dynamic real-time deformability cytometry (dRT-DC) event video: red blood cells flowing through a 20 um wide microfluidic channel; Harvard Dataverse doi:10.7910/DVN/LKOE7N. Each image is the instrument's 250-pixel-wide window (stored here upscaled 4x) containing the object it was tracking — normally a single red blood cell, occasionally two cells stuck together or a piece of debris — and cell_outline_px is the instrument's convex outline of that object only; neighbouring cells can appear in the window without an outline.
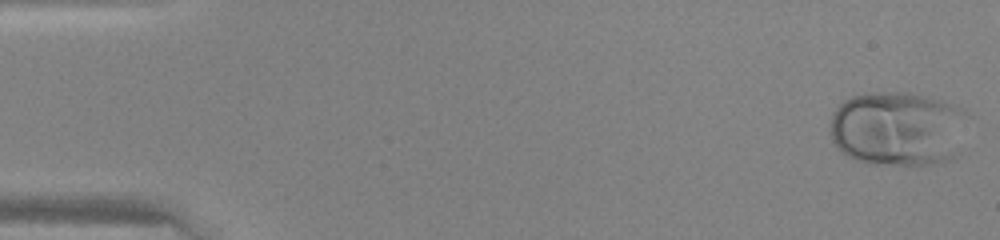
{"species": "human", "species_latin": "Homo sapiens", "temperature_condition": "warm", "stored_images_in_passage": 46, "camera_frame_rate_fps": 3000, "um_per_image_px": 0.085, "donor": {"sex": "female"}, "frame": {"image": 1, "passage_image": 1, "time_ms": 0.0, "image_size_px": [1000, 240], "cell_outline_px": [[964, 112], [956, 156], [952, 160], [944, 164], [868, 164], [856, 160], [848, 156], [832, 140], [832, 112], [844, 100], [852, 96], [876, 92], [908, 92], [956, 104], [964, 108]], "centroid_in_image_um": [76.29, 10.94], "position_along_channel_um": 8.7, "area_um2": 59.48}}
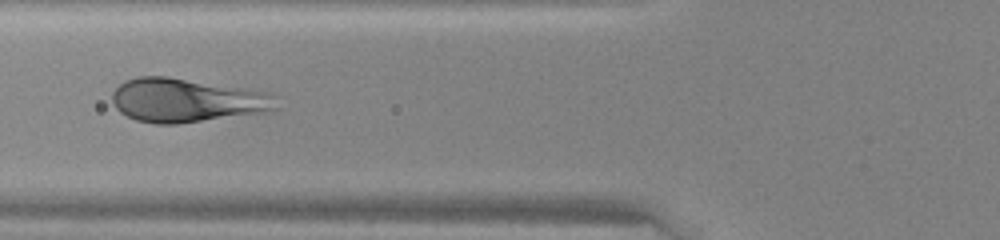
{"frame": {"image": 2, "passage_image": 18, "time_ms": 5.667, "image_size_px": [1000, 240], "cell_outline_px": [[280, 108], [268, 112], [176, 124], [156, 124], [136, 120], [120, 112], [116, 108], [112, 100], [112, 92], [120, 84], [128, 80], [140, 76], [168, 76], [248, 88], [268, 92], [280, 96]], "centroid_in_image_um": [15.97, 8.52], "position_along_channel_um": 109.8, "area_um2": 42.6}}
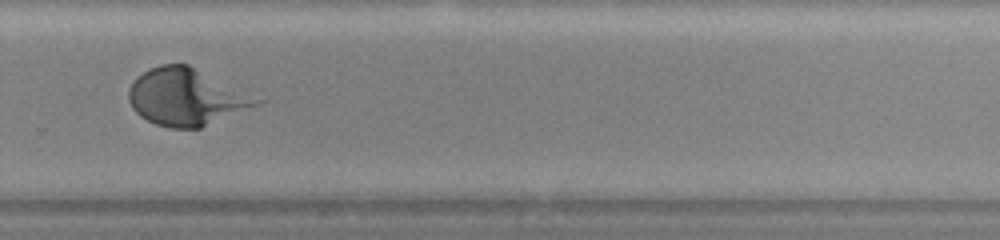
{"frame": {"image": 3, "passage_image": 32, "time_ms": 10.333, "image_size_px": [1000, 240], "cell_outline_px": [[268, 100], [260, 104], [200, 128], [172, 128], [156, 124], [140, 116], [132, 108], [128, 100], [128, 92], [136, 76], [160, 64], [188, 64]], "centroid_in_image_um": [15.88, 8.24], "position_along_channel_um": 313.9, "area_um2": 42.66}}